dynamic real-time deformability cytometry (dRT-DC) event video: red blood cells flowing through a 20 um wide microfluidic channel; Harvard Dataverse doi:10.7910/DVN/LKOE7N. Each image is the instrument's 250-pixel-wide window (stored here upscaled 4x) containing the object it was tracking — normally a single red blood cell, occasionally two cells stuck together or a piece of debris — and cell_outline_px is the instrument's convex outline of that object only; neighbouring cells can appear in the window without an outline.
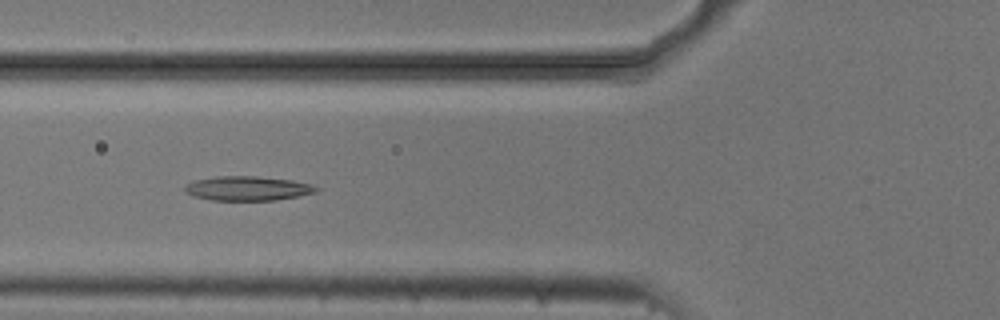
{"species": "common noctule bat (a hibernating species)", "species_latin": "Nyctalus noctula", "temperature_condition": "cold", "stored_images_in_passage": 7, "camera_frame_rate_fps": 3000, "um_per_image_px": 0.085, "animal": {"sex": "male", "body_mass_g": 20.5, "forearm_length_mm": 52.5}, "frame": {"image": 1, "passage_image": 5, "time_ms": 1.333, "image_size_px": [1000, 320], "cell_outline_px": [[320, 188], [316, 192], [276, 200], [212, 200], [192, 196], [184, 192], [184, 188], [192, 180], [216, 176], [256, 176], [292, 180], [312, 184]], "centroid_in_image_um": [21.02, 16.01], "position_along_channel_um": 104.8, "area_um2": 18.73}}
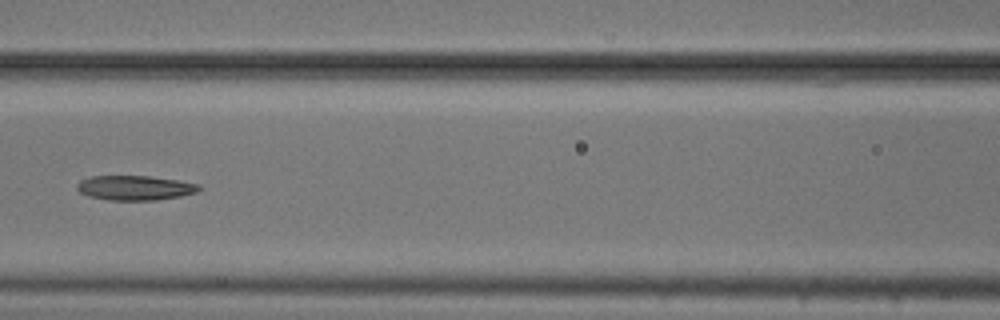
{"frame": {"image": 2, "passage_image": 6, "time_ms": 1.667, "image_size_px": [1000, 320], "cell_outline_px": [[204, 188], [196, 192], [180, 196], [156, 200], [112, 200], [88, 196], [80, 192], [76, 188], [76, 184], [80, 180], [92, 176], [148, 176], [176, 180], [200, 184]], "centroid_in_image_um": [11.48, 15.96], "position_along_channel_um": 155.1, "area_um2": 17.51}}
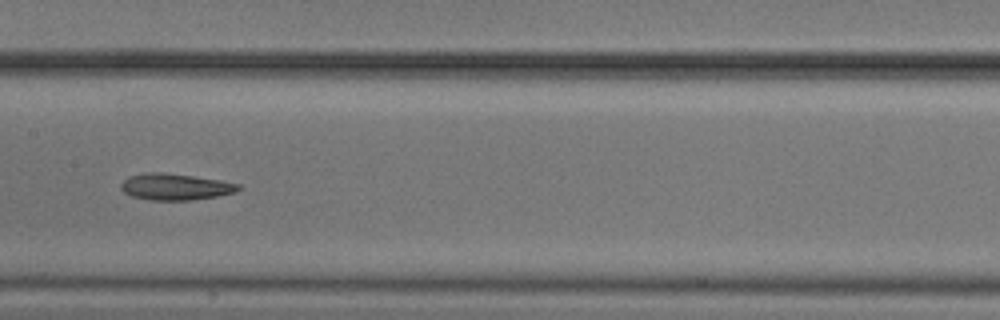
{"frame": {"image": 3, "passage_image": 7, "time_ms": 2.0, "image_size_px": [1000, 320], "cell_outline_px": [[240, 188], [236, 192], [216, 196], [192, 200], [152, 200], [132, 196], [124, 192], [120, 188], [120, 184], [128, 176], [148, 172], [160, 172], [192, 176], [220, 180], [240, 184]], "centroid_in_image_um": [14.88, 15.87], "position_along_channel_um": 192.5, "area_um2": 17.98}}